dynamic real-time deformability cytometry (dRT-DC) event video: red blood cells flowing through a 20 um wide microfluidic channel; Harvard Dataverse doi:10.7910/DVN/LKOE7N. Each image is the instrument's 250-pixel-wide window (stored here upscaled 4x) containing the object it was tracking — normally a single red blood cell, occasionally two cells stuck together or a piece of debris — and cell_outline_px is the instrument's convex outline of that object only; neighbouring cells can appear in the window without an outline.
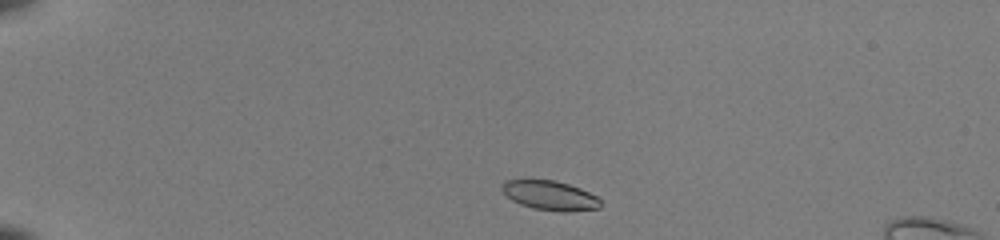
{"species": "common noctule bat (a hibernating species)", "species_latin": "Nyctalus noctula", "temperature_condition": "room temperature", "stored_images_in_passage": 41, "camera_frame_rate_fps": 3000, "um_per_image_px": 0.085, "animal": {"sex": "female", "body_mass_g": 22.0, "forearm_length_mm": 56.7}, "frame": {"image": 1, "passage_image": 2, "time_ms": 0.333, "image_size_px": [1000, 240], "cell_outline_px": [[600, 208], [568, 212], [560, 212], [532, 208], [520, 204], [512, 200], [500, 188], [504, 180], [524, 176], [528, 176], [556, 180], [580, 188], [596, 196], [600, 200]], "centroid_in_image_um": [46.66, 16.55], "position_along_channel_um": 38.3, "area_um2": 17.69}}
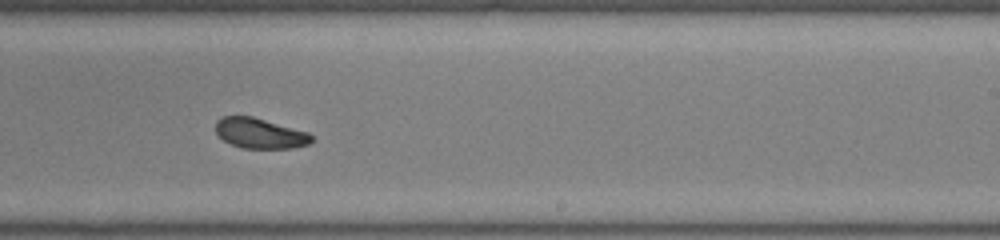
{"frame": {"image": 2, "passage_image": 24, "time_ms": 7.667, "image_size_px": [1000, 240], "cell_outline_px": [[312, 140], [308, 144], [292, 148], [240, 148], [224, 140], [216, 132], [216, 120], [224, 116], [252, 116], [308, 132], [312, 136]], "centroid_in_image_um": [22.08, 11.33], "position_along_channel_um": 266.9, "area_um2": 16.76}}
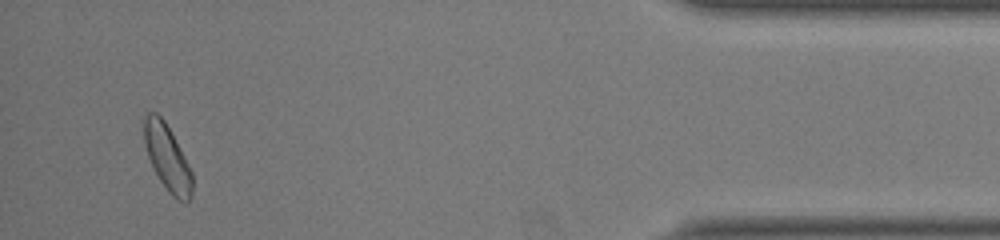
{"frame": {"image": 3, "passage_image": 39, "time_ms": 12.667, "image_size_px": [1000, 240], "cell_outline_px": [[192, 196], [184, 204], [176, 200], [168, 192], [160, 180], [148, 156], [144, 144], [140, 120], [148, 112], [156, 112], [164, 120], [180, 148], [192, 172]], "centroid_in_image_um": [14.18, 13.37], "position_along_channel_um": 421.0, "area_um2": 18.79}, "authors_computed_cell_mechanics": {"area_um2": 17.7446, "velocity_mm_per_s": 4.0845, "shape_relaxation_time_tau1_ms": 6.214, "shape_relaxation_time_tau2_ms": 2.951, "deformation_change_tau1": 0.155, "deformation_change_tau2": 0.0752}}